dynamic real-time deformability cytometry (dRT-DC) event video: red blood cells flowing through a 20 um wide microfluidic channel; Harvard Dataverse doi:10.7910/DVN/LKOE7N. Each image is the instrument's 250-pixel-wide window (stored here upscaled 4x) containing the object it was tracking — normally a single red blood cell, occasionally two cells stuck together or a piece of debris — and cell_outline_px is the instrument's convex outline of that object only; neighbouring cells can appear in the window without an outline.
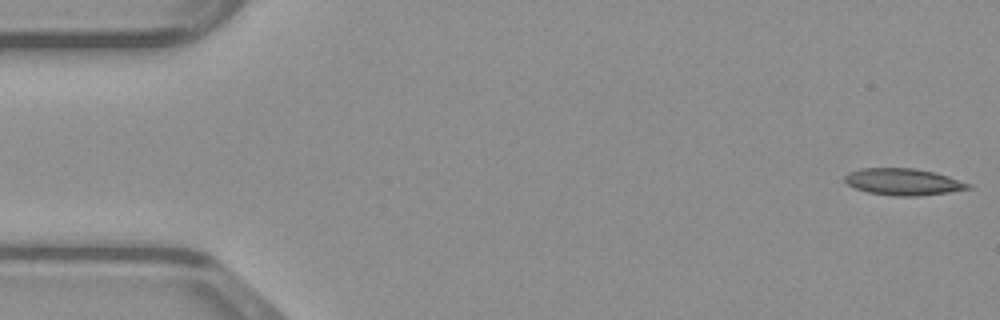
{"species": "common noctule bat (a hibernating species)", "species_latin": "Nyctalus noctula", "temperature_condition": "warm", "stored_images_in_passage": 7, "camera_frame_rate_fps": 3000, "um_per_image_px": 0.085, "animal": {"sex": "male", "body_mass_g": 23.1, "forearm_length_mm": 52.7}, "frame": {"image": 1, "passage_image": 1, "time_ms": 0.0, "image_size_px": [1000, 320], "cell_outline_px": [[972, 188], [948, 192], [916, 196], [896, 196], [868, 192], [856, 188], [848, 184], [844, 180], [844, 176], [848, 172], [860, 168], [912, 168], [936, 172], [972, 184]], "centroid_in_image_um": [76.78, 15.45], "position_along_channel_um": 8.2, "area_um2": 19.19}}